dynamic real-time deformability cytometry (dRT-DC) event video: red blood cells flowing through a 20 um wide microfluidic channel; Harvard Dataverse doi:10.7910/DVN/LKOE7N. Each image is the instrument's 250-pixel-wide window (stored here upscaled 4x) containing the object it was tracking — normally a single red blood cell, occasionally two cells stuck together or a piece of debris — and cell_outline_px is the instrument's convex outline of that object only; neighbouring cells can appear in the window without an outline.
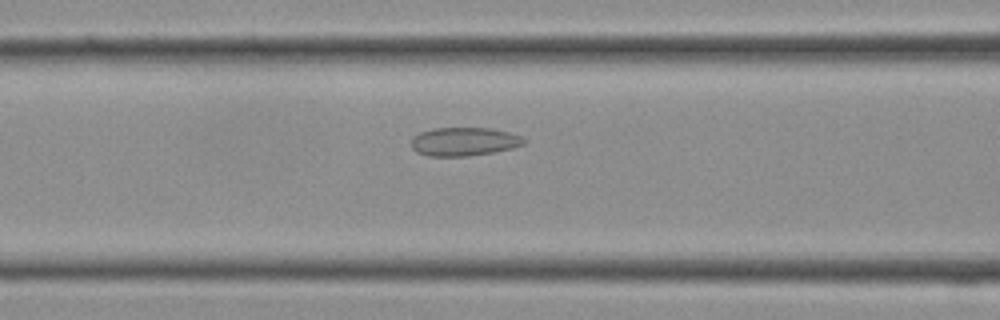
{"species": "Egyptian fruit bat (a non-hibernating species)", "species_latin": "Rousettus aegyptiacus", "temperature_condition": "cold", "stored_images_in_passage": 30, "camera_frame_rate_fps": 3000, "um_per_image_px": 0.085, "frame": {"image": 1, "passage_image": 12, "time_ms": 3.667, "image_size_px": [1000, 320], "cell_outline_px": [[528, 140], [524, 144], [512, 148], [496, 152], [468, 156], [428, 156], [416, 152], [412, 148], [412, 136], [420, 132], [432, 128], [492, 128], [508, 132], [520, 136]], "centroid_in_image_um": [39.44, 12.04], "position_along_channel_um": 127.2, "area_um2": 18.9}}
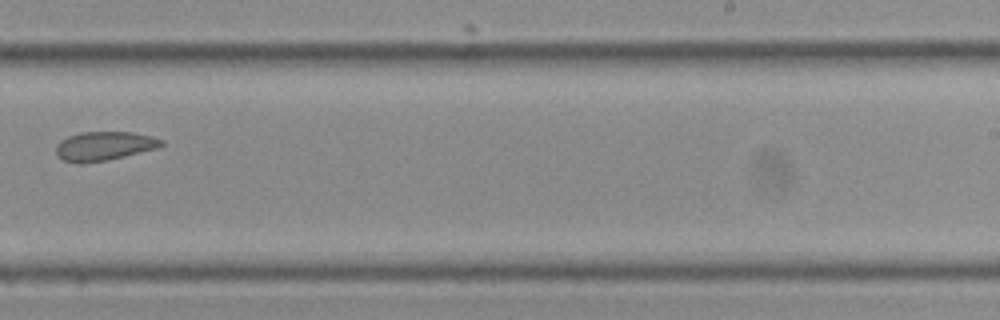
{"frame": {"image": 2, "passage_image": 19, "time_ms": 6.0, "image_size_px": [1000, 320], "cell_outline_px": [[164, 144], [156, 148], [124, 156], [84, 164], [80, 164], [64, 160], [56, 156], [56, 144], [60, 140], [68, 136], [80, 132], [132, 132], [152, 136], [164, 140]], "centroid_in_image_um": [8.82, 12.41], "position_along_channel_um": 280.2, "area_um2": 17.8}}
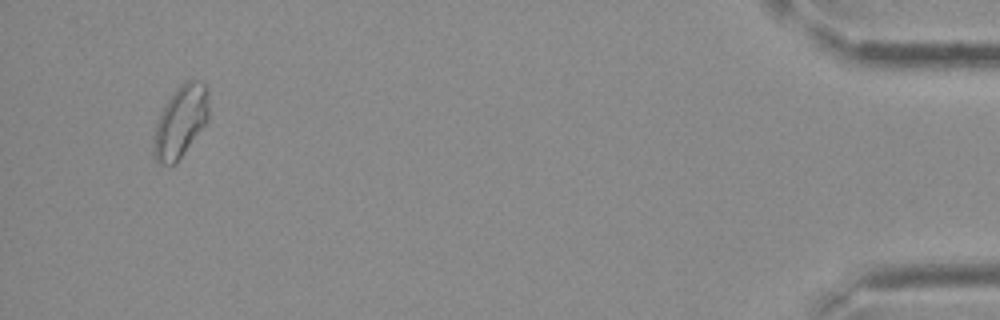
{"frame": {"image": 3, "passage_image": 29, "time_ms": 9.333, "image_size_px": [1000, 320], "cell_outline_px": [[208, 120], [176, 164], [160, 164], [156, 160], [152, 152], [152, 144], [156, 124], [160, 112], [176, 88], [180, 84], [188, 80], [196, 80], [204, 84], [208, 88]], "centroid_in_image_um": [15.33, 10.34], "position_along_channel_um": 419.9, "area_um2": 23.06}}